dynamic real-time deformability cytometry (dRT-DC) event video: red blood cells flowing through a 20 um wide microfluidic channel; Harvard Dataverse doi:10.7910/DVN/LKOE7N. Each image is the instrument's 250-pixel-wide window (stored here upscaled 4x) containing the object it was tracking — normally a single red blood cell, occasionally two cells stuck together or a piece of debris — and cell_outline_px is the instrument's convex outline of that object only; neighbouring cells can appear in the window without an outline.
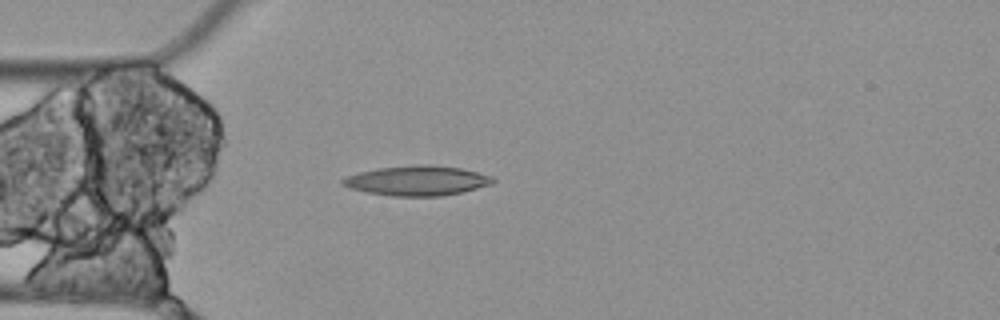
{"species": "Egyptian fruit bat (a non-hibernating species)", "species_latin": "Rousettus aegyptiacus", "temperature_condition": "cold", "stored_images_in_passage": 2, "camera_frame_rate_fps": 3000, "um_per_image_px": 0.085, "animal": {"sex": "female"}, "frame": {"image": 1, "passage_image": 2, "time_ms": 0.333, "image_size_px": [1000, 320], "cell_outline_px": [[496, 180], [492, 184], [444, 196], [392, 196], [368, 192], [348, 188], [340, 184], [340, 180], [348, 176], [360, 172], [380, 168], [416, 164], [432, 164], [460, 168], [492, 176]], "centroid_in_image_um": [35.45, 15.35], "position_along_channel_um": 49.6, "area_um2": 26.07}}